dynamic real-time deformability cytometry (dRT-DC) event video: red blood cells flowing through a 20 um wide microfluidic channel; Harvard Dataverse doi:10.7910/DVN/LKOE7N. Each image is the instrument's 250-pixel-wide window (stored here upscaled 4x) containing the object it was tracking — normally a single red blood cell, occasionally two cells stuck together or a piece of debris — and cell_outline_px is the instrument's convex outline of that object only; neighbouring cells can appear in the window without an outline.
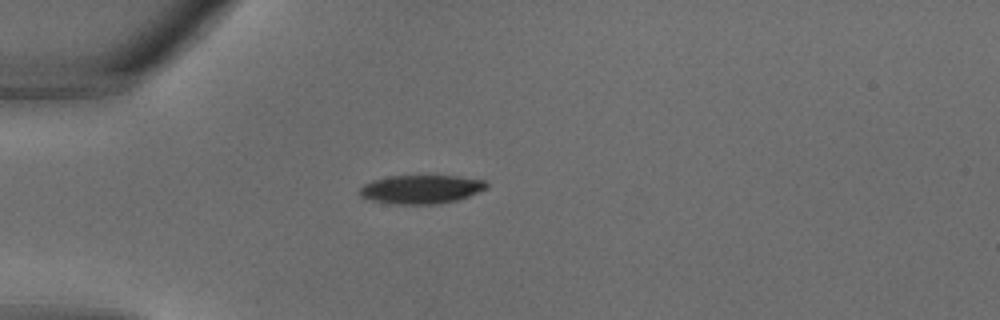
{"species": "common noctule bat (a hibernating species)", "species_latin": "Nyctalus noctula", "temperature_condition": "warm", "stored_images_in_passage": 25, "camera_frame_rate_fps": 3000, "um_per_image_px": 0.085, "animal": {"sex": "male", "body_mass_g": 18.8}, "frame": {"image": 1, "passage_image": 1, "time_ms": 0.0, "image_size_px": [1000, 320], "cell_outline_px": [[488, 188], [460, 200], [436, 204], [388, 204], [372, 200], [360, 196], [360, 188], [364, 184], [372, 180], [388, 176], [456, 176], [484, 180], [488, 184]], "centroid_in_image_um": [35.81, 16.1], "position_along_channel_um": 49.2, "area_um2": 21.33}}
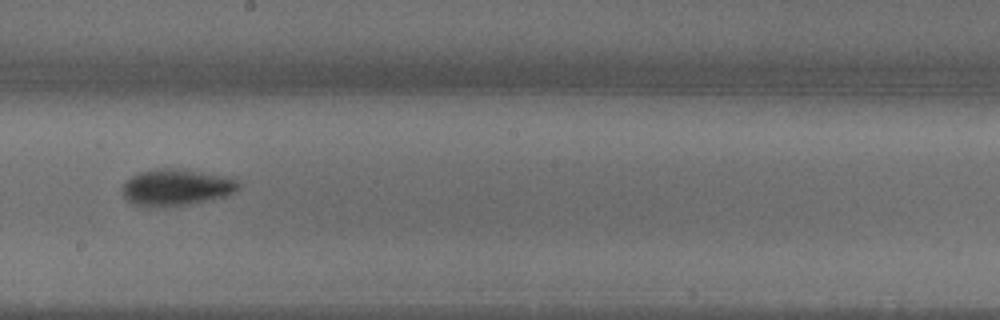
{"frame": {"image": 2, "passage_image": 11, "time_ms": 3.333, "image_size_px": [1000, 320], "cell_outline_px": [[240, 188], [224, 196], [188, 204], [156, 208], [148, 208], [132, 204], [124, 196], [120, 188], [132, 176], [140, 172], [156, 168], [184, 168], [224, 176], [236, 180], [240, 184]], "centroid_in_image_um": [14.93, 15.92], "position_along_channel_um": 233.3, "area_um2": 24.91}}
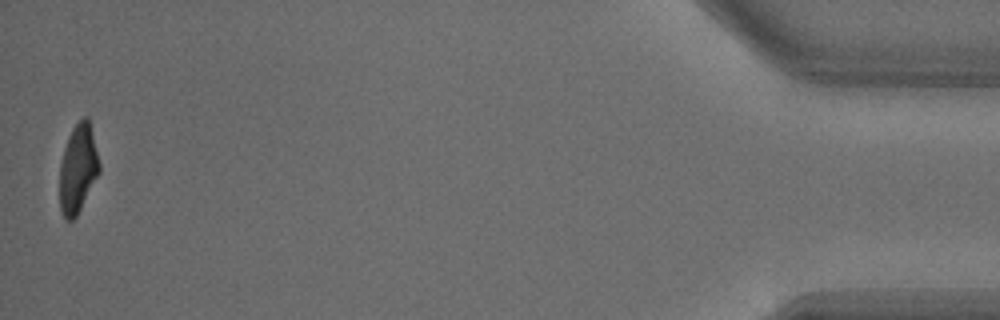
{"frame": {"image": 3, "passage_image": 25, "time_ms": 8.0, "image_size_px": [1000, 320], "cell_outline_px": [[100, 172], [76, 216], [72, 220], [68, 220], [60, 212], [60, 164], [64, 148], [68, 136], [72, 128], [84, 116], [88, 116], [100, 164]], "centroid_in_image_um": [6.62, 14.32], "position_along_channel_um": 428.6, "area_um2": 20.29}}